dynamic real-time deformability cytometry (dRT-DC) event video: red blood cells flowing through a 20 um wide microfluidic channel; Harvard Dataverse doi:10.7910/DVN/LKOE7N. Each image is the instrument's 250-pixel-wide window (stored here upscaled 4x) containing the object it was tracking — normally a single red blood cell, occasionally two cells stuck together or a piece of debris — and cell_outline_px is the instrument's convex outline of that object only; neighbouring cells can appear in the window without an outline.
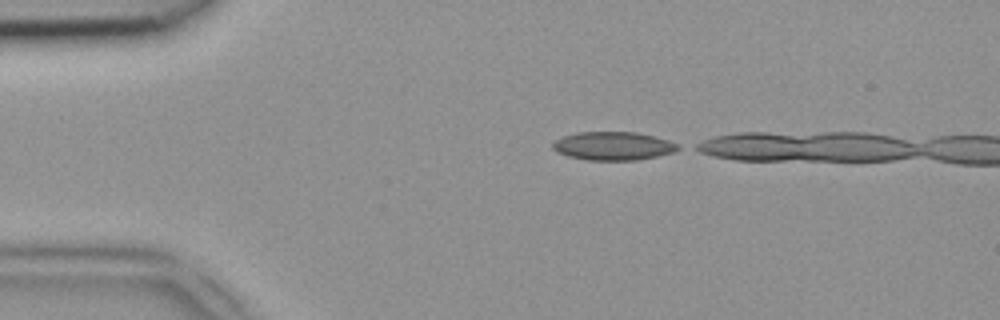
{"species": "common noctule bat (a hibernating species)", "species_latin": "Nyctalus noctula", "temperature_condition": "room temperature", "stored_images_in_passage": 5, "camera_frame_rate_fps": 3000, "um_per_image_px": 0.085, "animal": {"sex": "female", "body_mass_g": 18.4}, "frame": {"image": 1, "passage_image": 1, "time_ms": 0.0, "image_size_px": [1000, 320], "cell_outline_px": [[684, 148], [676, 152], [636, 160], [588, 160], [568, 156], [556, 152], [552, 148], [552, 144], [556, 140], [564, 136], [576, 132], [636, 132], [656, 136], [680, 144]], "centroid_in_image_um": [52.18, 12.4], "position_along_channel_um": 32.8, "area_um2": 20.98}}